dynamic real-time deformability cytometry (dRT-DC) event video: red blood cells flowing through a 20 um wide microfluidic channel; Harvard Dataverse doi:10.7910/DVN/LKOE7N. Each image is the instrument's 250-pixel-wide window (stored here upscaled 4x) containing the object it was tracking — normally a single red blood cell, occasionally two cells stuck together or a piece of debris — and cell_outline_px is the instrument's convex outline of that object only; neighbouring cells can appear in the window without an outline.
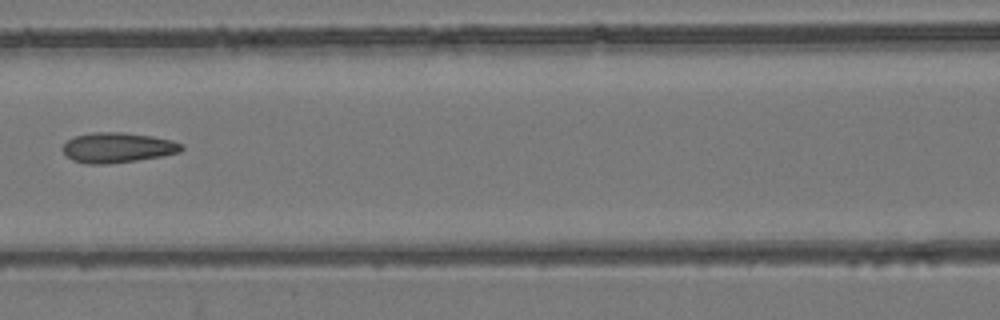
{"species": "common noctule bat (a hibernating species)", "species_latin": "Nyctalus noctula", "temperature_condition": "room temperature", "stored_images_in_passage": 7, "camera_frame_rate_fps": 3000, "um_per_image_px": 0.085, "animal": {"sex": "female", "body_mass_g": 24.6, "forearm_length_mm": 56.2}, "frame": {"image": 1, "passage_image": 6, "time_ms": 7.667, "image_size_px": [1000, 320], "cell_outline_px": [[184, 148], [180, 152], [160, 156], [136, 160], [108, 164], [84, 164], [72, 160], [64, 152], [64, 144], [68, 140], [76, 136], [92, 132], [124, 132], [152, 136], [172, 140], [184, 144]], "centroid_in_image_um": [10.02, 12.54], "position_along_channel_um": 156.6, "area_um2": 20.81}}
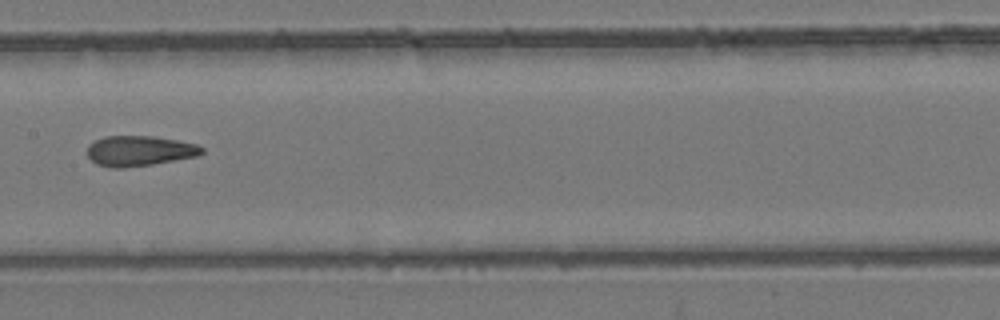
{"frame": {"image": 2, "passage_image": 7, "time_ms": 8.667, "image_size_px": [1000, 320], "cell_outline_px": [[204, 152], [196, 156], [152, 164], [124, 168], [112, 168], [96, 164], [88, 156], [88, 144], [104, 136], [152, 136], [176, 140], [196, 144], [204, 148]], "centroid_in_image_um": [11.83, 12.82], "position_along_channel_um": 195.6, "area_um2": 20.11}}